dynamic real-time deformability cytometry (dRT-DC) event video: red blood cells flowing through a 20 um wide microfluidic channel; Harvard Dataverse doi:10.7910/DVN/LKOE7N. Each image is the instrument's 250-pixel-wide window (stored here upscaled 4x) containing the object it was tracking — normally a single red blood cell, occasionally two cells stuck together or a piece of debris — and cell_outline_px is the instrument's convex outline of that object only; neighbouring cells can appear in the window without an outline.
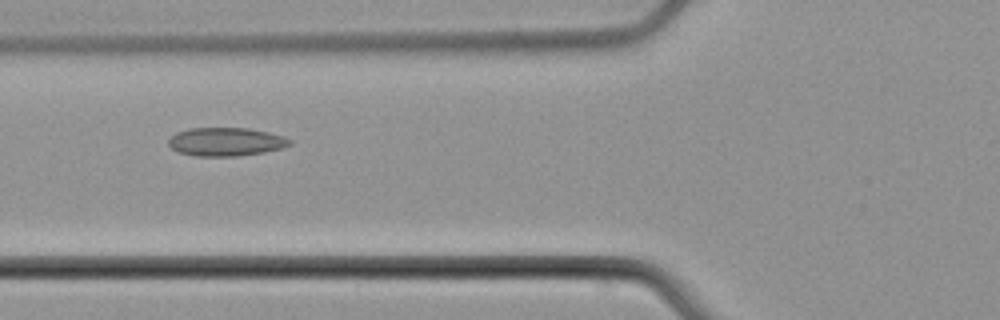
{"species": "common noctule bat (a hibernating species)", "species_latin": "Nyctalus noctula", "temperature_condition": "cold", "stored_images_in_passage": 4, "camera_frame_rate_fps": 3000, "um_per_image_px": 0.085, "animal": {"sex": "male", "body_mass_g": 21.5, "forearm_length_mm": 52.0}, "frame": {"image": 1, "passage_image": 4, "time_ms": 3.667, "image_size_px": [1000, 320], "cell_outline_px": [[292, 144], [284, 148], [264, 152], [236, 156], [196, 156], [180, 152], [172, 148], [168, 144], [168, 140], [176, 132], [188, 128], [248, 128], [268, 132], [284, 136], [292, 140]], "centroid_in_image_um": [19.23, 12.04], "position_along_channel_um": 106.6, "area_um2": 20.17}}